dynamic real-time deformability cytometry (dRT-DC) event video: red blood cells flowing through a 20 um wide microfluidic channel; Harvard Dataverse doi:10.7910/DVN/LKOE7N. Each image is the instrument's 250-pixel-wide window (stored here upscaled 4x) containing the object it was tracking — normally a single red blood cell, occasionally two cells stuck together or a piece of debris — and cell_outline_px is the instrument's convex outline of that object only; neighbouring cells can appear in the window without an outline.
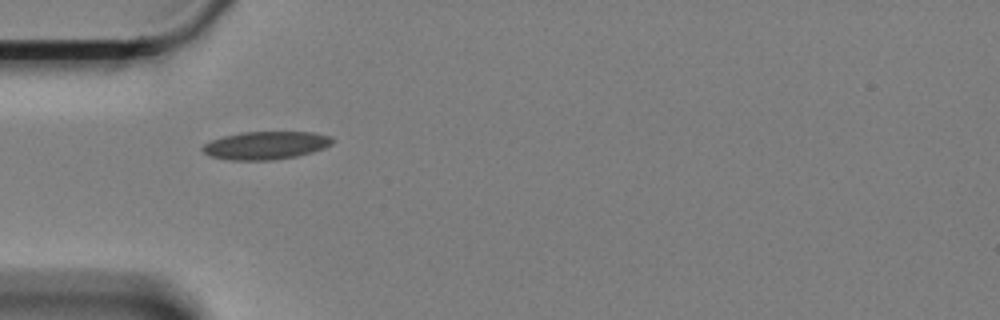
{"species": "Egyptian fruit bat (a non-hibernating species)", "species_latin": "Rousettus aegyptiacus", "temperature_condition": "cold", "stored_images_in_passage": 39, "camera_frame_rate_fps": 3000, "um_per_image_px": 0.085, "animal": {"sex": "female"}, "frame": {"image": 1, "passage_image": 1, "time_ms": 0.0, "image_size_px": [1000, 320], "cell_outline_px": [[332, 144], [324, 148], [312, 152], [296, 156], [272, 160], [232, 160], [212, 156], [204, 152], [200, 148], [204, 144], [212, 140], [224, 136], [240, 132], [312, 132], [332, 136]], "centroid_in_image_um": [22.6, 12.35], "position_along_channel_um": 62.4, "area_um2": 21.04}}
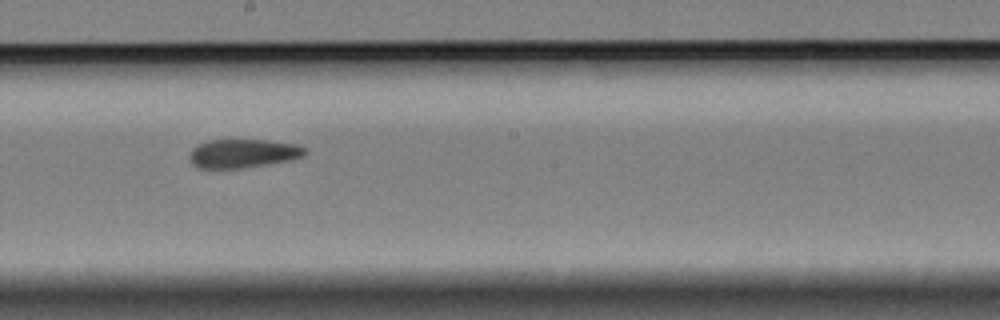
{"frame": {"image": 2, "passage_image": 16, "time_ms": 5.0, "image_size_px": [1000, 320], "cell_outline_px": [[308, 152], [304, 156], [292, 160], [240, 168], [200, 168], [192, 164], [188, 156], [192, 148], [208, 140], [268, 140], [296, 144], [304, 148]], "centroid_in_image_um": [20.66, 13.04], "position_along_channel_um": 227.5, "area_um2": 19.31}}
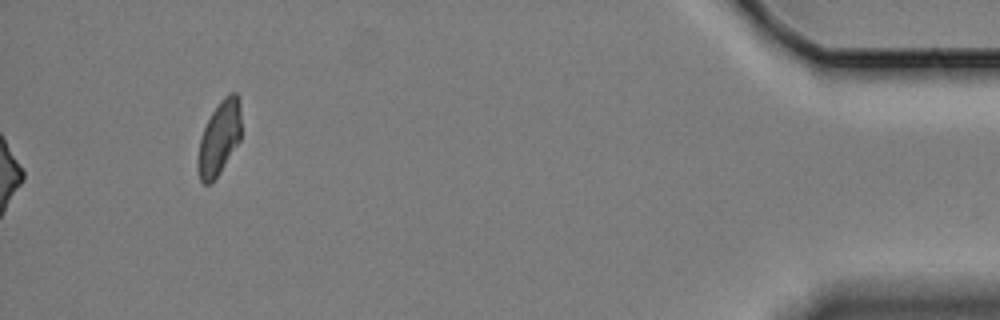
{"frame": {"image": 3, "passage_image": 39, "time_ms": 12.667, "image_size_px": [1000, 320], "cell_outline_px": [[240, 140], [220, 172], [208, 184], [204, 184], [200, 180], [196, 168], [196, 160], [200, 140], [204, 128], [212, 112], [220, 100], [224, 96], [232, 92], [236, 92], [240, 96]], "centroid_in_image_um": [18.63, 11.71], "position_along_channel_um": 416.6, "area_um2": 18.67}, "authors_computed_cell_mechanics": {"area_um2": 20.4034, "velocity_mm_per_s": 3.3248, "shape_relaxation_time_tau1_ms": 8.4095, "shape_relaxation_time_tau2_ms": 3.4022, "deformation_change_tau1": 0.1181, "deformation_change_tau2": 0.078}}